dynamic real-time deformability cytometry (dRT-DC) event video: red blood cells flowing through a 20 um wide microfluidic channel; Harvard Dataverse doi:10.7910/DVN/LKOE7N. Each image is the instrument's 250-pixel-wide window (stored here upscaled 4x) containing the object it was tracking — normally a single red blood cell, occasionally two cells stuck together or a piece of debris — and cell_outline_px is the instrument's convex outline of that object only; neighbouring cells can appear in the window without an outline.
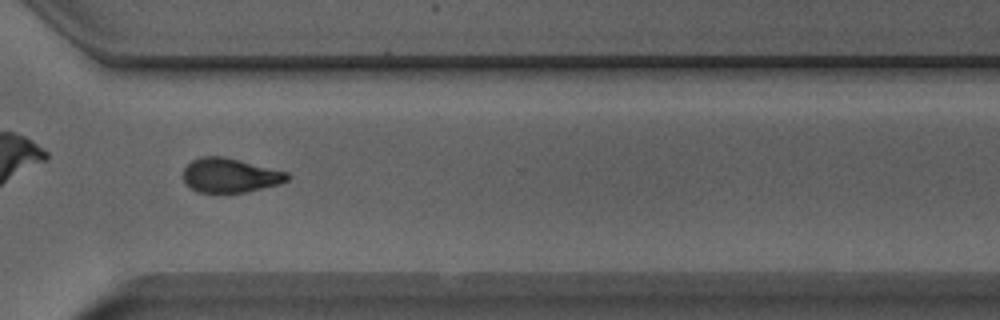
{"species": "Egyptian fruit bat (a non-hibernating species)", "species_latin": "Rousettus aegyptiacus", "temperature_condition": "room temperature", "stored_images_in_passage": 51, "camera_frame_rate_fps": 3000, "um_per_image_px": 0.085, "animal": {"sex": "male"}, "frame": {"image": 1, "passage_image": 37, "time_ms": 12.0, "image_size_px": [1000, 320], "cell_outline_px": [[288, 180], [280, 184], [244, 192], [196, 192], [184, 184], [184, 168], [192, 160], [200, 156], [224, 156], [288, 172]], "centroid_in_image_um": [19.53, 14.9], "position_along_channel_um": 351.1, "area_um2": 20.81}}
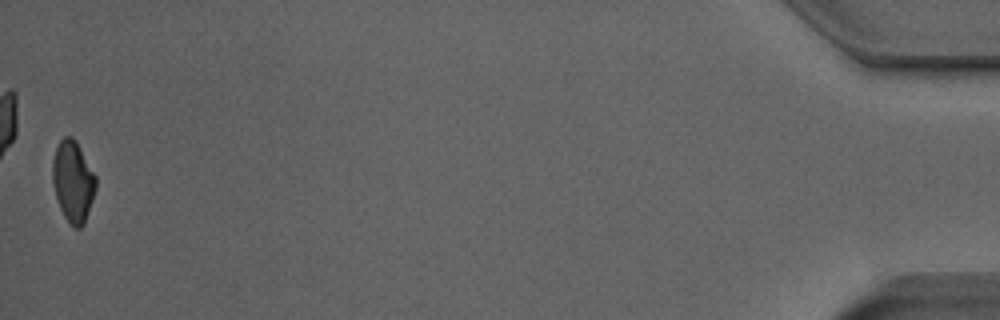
{"frame": {"image": 2, "passage_image": 51, "time_ms": 16.667, "image_size_px": [1000, 320], "cell_outline_px": [[96, 188], [84, 224], [80, 228], [72, 228], [64, 216], [60, 208], [56, 196], [52, 180], [52, 164], [56, 148], [60, 140], [64, 136], [72, 136], [76, 140], [96, 176]], "centroid_in_image_um": [6.2, 15.42], "position_along_channel_um": 429.0, "area_um2": 20.46}, "authors_computed_cell_mechanics": {"area_um2": 20.8658, "velocity_mm_per_s": 3.8744, "shape_relaxation_time_tau1_ms": 3.9613, "shape_relaxation_time_tau2_ms": 9.6008, "deformation_change_tau1": 0.1434, "deformation_change_tau2": 0.1661}}